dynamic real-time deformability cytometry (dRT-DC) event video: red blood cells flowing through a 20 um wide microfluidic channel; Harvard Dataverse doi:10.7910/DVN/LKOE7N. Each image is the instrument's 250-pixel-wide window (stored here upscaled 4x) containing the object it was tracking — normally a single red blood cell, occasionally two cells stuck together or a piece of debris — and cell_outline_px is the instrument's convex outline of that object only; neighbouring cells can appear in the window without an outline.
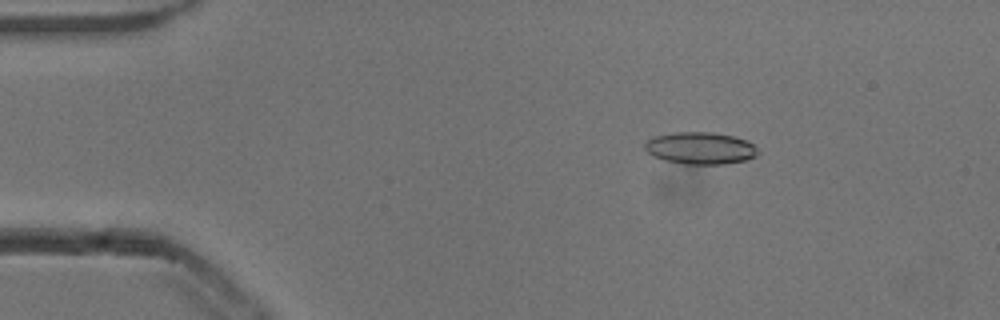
{"species": "common noctule bat (a hibernating species)", "species_latin": "Nyctalus noctula", "temperature_condition": "cold", "stored_images_in_passage": 18, "camera_frame_rate_fps": 3000, "um_per_image_px": 0.085, "animal": {"sex": "male", "body_mass_g": 13.3}, "frame": {"image": 1, "passage_image": 9, "time_ms": 2.667, "image_size_px": [1000, 320], "cell_outline_px": [[760, 152], [756, 156], [744, 160], [724, 164], [684, 164], [664, 160], [652, 156], [644, 148], [644, 144], [648, 140], [656, 136], [676, 132], [712, 132], [732, 136], [748, 140]], "centroid_in_image_um": [59.53, 12.59], "position_along_channel_um": 25.5, "area_um2": 21.1}}